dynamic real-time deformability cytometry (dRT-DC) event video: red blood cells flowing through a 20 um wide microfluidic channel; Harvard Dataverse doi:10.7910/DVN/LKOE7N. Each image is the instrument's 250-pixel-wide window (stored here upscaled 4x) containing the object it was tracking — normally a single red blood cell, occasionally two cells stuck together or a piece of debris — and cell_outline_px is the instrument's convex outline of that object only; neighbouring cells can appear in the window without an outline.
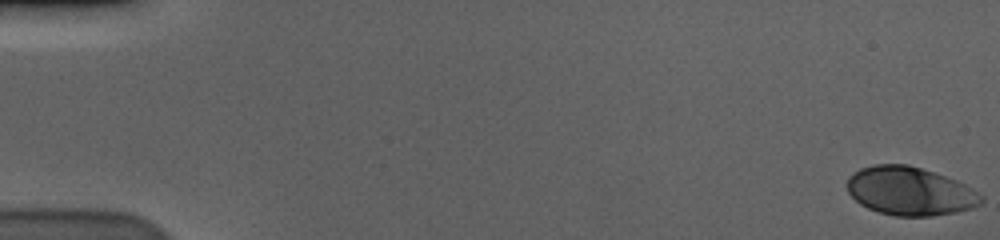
{"species": "human", "species_latin": "Homo sapiens", "temperature_condition": "cold", "stored_images_in_passage": 59, "camera_frame_rate_fps": 3000, "um_per_image_px": 0.085, "donor": {"sex": "male"}, "frame": {"image": 1, "passage_image": 1, "time_ms": 0.0, "image_size_px": [1000, 240], "cell_outline_px": [[984, 200], [980, 204], [972, 208], [956, 212], [932, 216], [896, 216], [880, 212], [868, 208], [860, 204], [848, 192], [848, 176], [852, 172], [860, 168], [872, 164], [908, 164], [956, 180], [972, 188], [984, 196]], "centroid_in_image_um": [77.34, 16.24], "position_along_channel_um": 7.7, "area_um2": 37.86}}
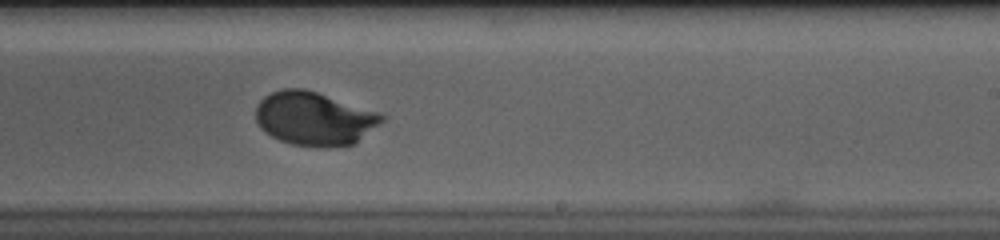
{"frame": {"image": 2, "passage_image": 37, "time_ms": 12.0, "image_size_px": [1000, 240], "cell_outline_px": [[388, 116], [384, 120], [356, 144], [332, 148], [320, 148], [292, 144], [280, 140], [272, 136], [260, 128], [256, 120], [256, 104], [264, 96], [272, 92], [284, 88], [304, 88]], "centroid_in_image_um": [26.71, 10.1], "position_along_channel_um": 262.3, "area_um2": 39.48}}
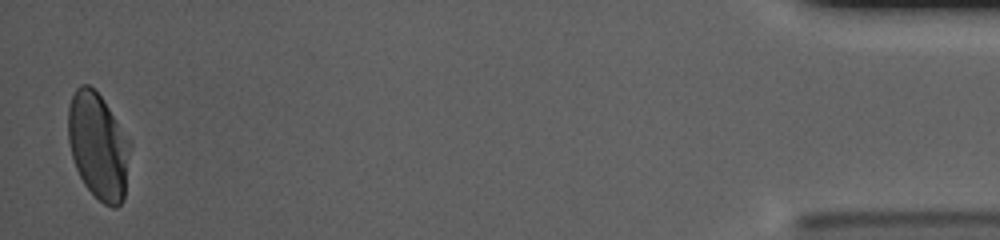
{"frame": {"image": 3, "passage_image": 58, "time_ms": 19.0, "image_size_px": [1000, 240], "cell_outline_px": [[132, 144], [124, 200], [116, 208], [112, 208], [104, 204], [84, 184], [76, 168], [72, 156], [68, 140], [68, 108], [72, 96], [76, 88], [80, 84], [88, 84], [104, 100]], "centroid_in_image_um": [8.37, 12.42], "position_along_channel_um": 426.8, "area_um2": 38.55}, "authors_computed_cell_mechanics": {"area_um2": 38.437, "velocity_mm_per_s": 3.5584, "shape_relaxation_time_tau1_ms": 2.9024, "shape_relaxation_time_tau2_ms": null, "deformation_change_tau1": 0.1474, "deformation_change_tau2": null}}